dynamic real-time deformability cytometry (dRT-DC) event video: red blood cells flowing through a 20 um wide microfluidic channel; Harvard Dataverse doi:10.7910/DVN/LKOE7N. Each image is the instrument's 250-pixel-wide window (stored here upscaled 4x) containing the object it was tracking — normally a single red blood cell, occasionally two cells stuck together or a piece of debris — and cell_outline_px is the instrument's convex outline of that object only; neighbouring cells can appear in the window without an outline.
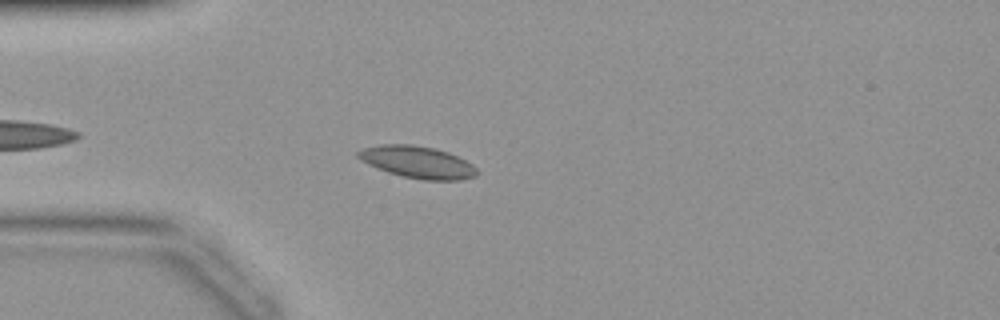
{"species": "common noctule bat (a hibernating species)", "species_latin": "Nyctalus noctula", "temperature_condition": "warm", "stored_images_in_passage": 34, "camera_frame_rate_fps": 3000, "um_per_image_px": 0.085, "animal": {"sex": "female", "body_mass_g": 19.9}, "frame": {"image": 1, "passage_image": 5, "time_ms": 1.333, "image_size_px": [1000, 320], "cell_outline_px": [[480, 172], [476, 176], [460, 180], [424, 180], [404, 176], [388, 172], [376, 168], [360, 160], [356, 156], [356, 152], [364, 148], [380, 144], [412, 144], [436, 148], [448, 152], [472, 164]], "centroid_in_image_um": [35.48, 13.77], "position_along_channel_um": 49.5, "area_um2": 22.25}}
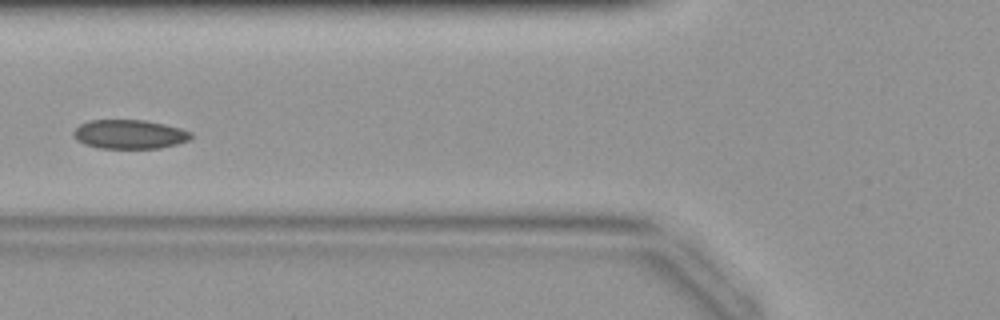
{"frame": {"image": 2, "passage_image": 10, "time_ms": 3.0, "image_size_px": [1000, 320], "cell_outline_px": [[192, 136], [188, 140], [176, 144], [160, 148], [96, 148], [84, 144], [76, 140], [72, 136], [72, 132], [80, 124], [88, 120], [144, 120], [164, 124], [180, 128], [192, 132]], "centroid_in_image_um": [10.96, 11.41], "position_along_channel_um": 114.8, "area_um2": 20.0}}
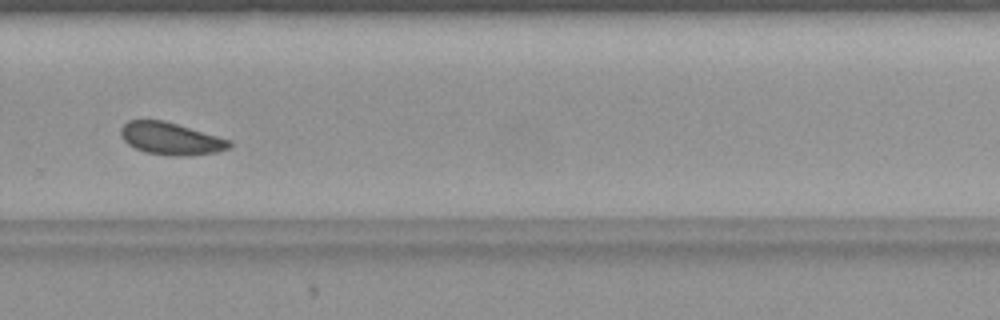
{"frame": {"image": 3, "passage_image": 23, "time_ms": 7.333, "image_size_px": [1000, 320], "cell_outline_px": [[232, 144], [228, 148], [216, 152], [184, 156], [176, 156], [144, 152], [128, 144], [124, 140], [120, 132], [120, 128], [128, 120], [164, 120], [232, 140]], "centroid_in_image_um": [14.52, 11.77], "position_along_channel_um": 315.3, "area_um2": 20.35}}